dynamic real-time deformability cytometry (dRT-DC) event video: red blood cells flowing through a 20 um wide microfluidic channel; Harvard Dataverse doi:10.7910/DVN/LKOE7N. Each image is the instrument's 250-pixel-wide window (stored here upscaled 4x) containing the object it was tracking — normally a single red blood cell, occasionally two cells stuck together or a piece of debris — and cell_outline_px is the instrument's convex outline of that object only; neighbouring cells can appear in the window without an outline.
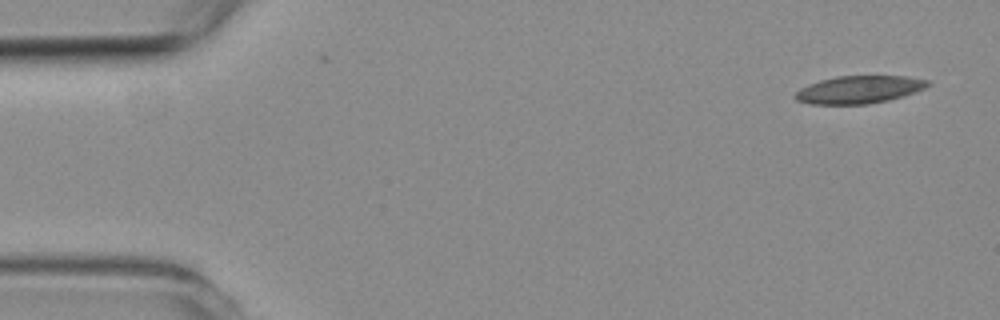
{"species": "common noctule bat (a hibernating species)", "species_latin": "Nyctalus noctula", "temperature_condition": "room temperature", "stored_images_in_passage": 5, "camera_frame_rate_fps": 3000, "um_per_image_px": 0.085, "animal": {"sex": "female", "body_mass_g": 19.3, "forearm_length_mm": 54.1}, "frame": {"image": 1, "passage_image": 1, "time_ms": 0.0, "image_size_px": [1000, 320], "cell_outline_px": [[932, 84], [924, 88], [904, 96], [888, 100], [868, 104], [812, 104], [796, 100], [792, 96], [800, 88], [808, 84], [820, 80], [836, 76], [908, 76], [928, 80]], "centroid_in_image_um": [73.01, 7.61], "position_along_channel_um": 12.0, "area_um2": 21.44}}
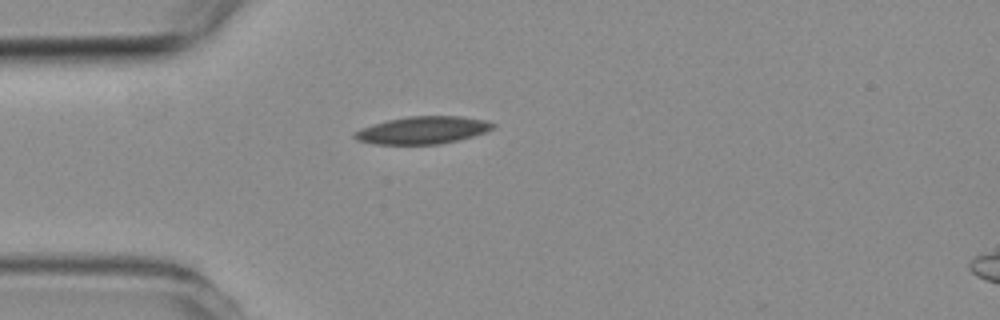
{"frame": {"image": 2, "passage_image": 4, "time_ms": 3.667, "image_size_px": [1000, 320], "cell_outline_px": [[496, 124], [492, 128], [484, 132], [460, 140], [440, 144], [372, 144], [356, 140], [352, 136], [352, 132], [360, 128], [372, 124], [388, 120], [408, 116], [460, 116], [484, 120]], "centroid_in_image_um": [35.86, 11.07], "position_along_channel_um": 49.1, "area_um2": 22.2}}